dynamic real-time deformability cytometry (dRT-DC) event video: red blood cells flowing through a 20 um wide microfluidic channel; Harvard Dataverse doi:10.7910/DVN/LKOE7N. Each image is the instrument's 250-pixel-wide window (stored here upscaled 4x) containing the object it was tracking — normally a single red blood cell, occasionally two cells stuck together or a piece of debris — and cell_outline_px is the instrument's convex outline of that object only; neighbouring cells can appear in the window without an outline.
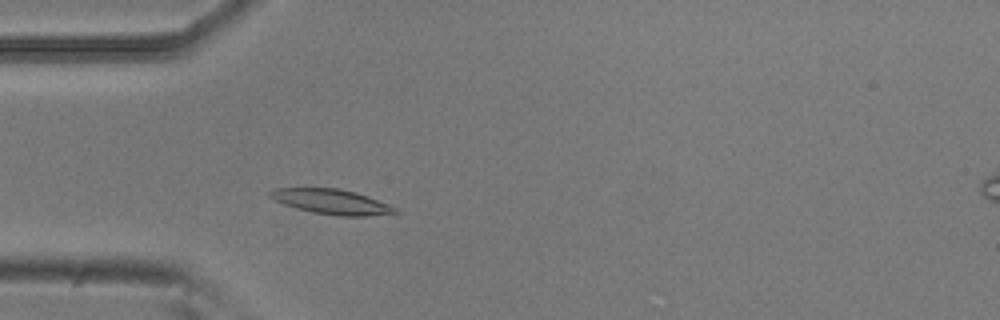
{"species": "common noctule bat (a hibernating species)", "species_latin": "Nyctalus noctula", "temperature_condition": "room temperature", "stored_images_in_passage": 6, "camera_frame_rate_fps": 3000, "um_per_image_px": 0.085, "animal": {"sex": "male", "body_mass_g": 20.5, "forearm_length_mm": 52.5}, "frame": {"image": 1, "passage_image": 6, "time_ms": 1.667, "image_size_px": [1000, 320], "cell_outline_px": [[400, 212], [368, 216], [340, 216], [312, 212], [296, 208], [284, 204], [268, 196], [268, 192], [276, 188], [340, 188], [356, 192], [368, 196], [388, 204], [396, 208]], "centroid_in_image_um": [28.19, 17.14], "position_along_channel_um": 56.8, "area_um2": 18.15}}